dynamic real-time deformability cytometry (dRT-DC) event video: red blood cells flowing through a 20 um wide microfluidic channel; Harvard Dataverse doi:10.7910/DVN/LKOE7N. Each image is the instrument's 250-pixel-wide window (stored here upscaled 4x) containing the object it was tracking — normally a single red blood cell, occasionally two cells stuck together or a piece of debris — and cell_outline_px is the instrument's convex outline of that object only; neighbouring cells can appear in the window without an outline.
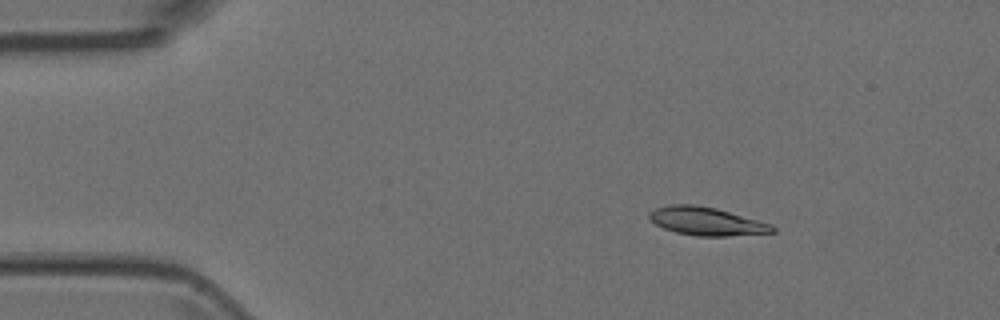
{"species": "Egyptian fruit bat (a non-hibernating species)", "species_latin": "Rousettus aegyptiacus", "temperature_condition": "room temperature", "stored_images_in_passage": 5, "camera_frame_rate_fps": 3000, "um_per_image_px": 0.085, "animal": {"sex": "female"}, "frame": {"image": 1, "passage_image": 3, "time_ms": 0.667, "image_size_px": [1000, 320], "cell_outline_px": [[776, 232], [728, 236], [696, 236], [676, 232], [664, 228], [656, 224], [648, 216], [648, 212], [656, 208], [672, 204], [696, 204], [716, 208], [772, 224], [776, 228]], "centroid_in_image_um": [60.07, 18.8], "position_along_channel_um": 24.9, "area_um2": 20.23}}